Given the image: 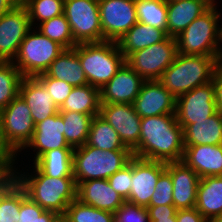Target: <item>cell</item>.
<instances>
[{
    "instance_id": "6",
    "label": "cell",
    "mask_w": 222,
    "mask_h": 222,
    "mask_svg": "<svg viewBox=\"0 0 222 222\" xmlns=\"http://www.w3.org/2000/svg\"><path fill=\"white\" fill-rule=\"evenodd\" d=\"M211 6L176 36L177 52L184 55L218 56V34L221 12Z\"/></svg>"
},
{
    "instance_id": "22",
    "label": "cell",
    "mask_w": 222,
    "mask_h": 222,
    "mask_svg": "<svg viewBox=\"0 0 222 222\" xmlns=\"http://www.w3.org/2000/svg\"><path fill=\"white\" fill-rule=\"evenodd\" d=\"M19 95L31 111L34 124L59 112L49 92L36 77H24L20 84Z\"/></svg>"
},
{
    "instance_id": "23",
    "label": "cell",
    "mask_w": 222,
    "mask_h": 222,
    "mask_svg": "<svg viewBox=\"0 0 222 222\" xmlns=\"http://www.w3.org/2000/svg\"><path fill=\"white\" fill-rule=\"evenodd\" d=\"M211 6L207 0H167L168 36H178Z\"/></svg>"
},
{
    "instance_id": "53",
    "label": "cell",
    "mask_w": 222,
    "mask_h": 222,
    "mask_svg": "<svg viewBox=\"0 0 222 222\" xmlns=\"http://www.w3.org/2000/svg\"><path fill=\"white\" fill-rule=\"evenodd\" d=\"M210 222H222V216L217 217V218L213 219V220L210 221Z\"/></svg>"
},
{
    "instance_id": "19",
    "label": "cell",
    "mask_w": 222,
    "mask_h": 222,
    "mask_svg": "<svg viewBox=\"0 0 222 222\" xmlns=\"http://www.w3.org/2000/svg\"><path fill=\"white\" fill-rule=\"evenodd\" d=\"M166 171L173 183V205L177 210L196 206L197 187L200 177L183 161L166 162Z\"/></svg>"
},
{
    "instance_id": "26",
    "label": "cell",
    "mask_w": 222,
    "mask_h": 222,
    "mask_svg": "<svg viewBox=\"0 0 222 222\" xmlns=\"http://www.w3.org/2000/svg\"><path fill=\"white\" fill-rule=\"evenodd\" d=\"M167 37L168 34L165 31L137 22L116 43L121 53L127 58L131 53L162 42Z\"/></svg>"
},
{
    "instance_id": "25",
    "label": "cell",
    "mask_w": 222,
    "mask_h": 222,
    "mask_svg": "<svg viewBox=\"0 0 222 222\" xmlns=\"http://www.w3.org/2000/svg\"><path fill=\"white\" fill-rule=\"evenodd\" d=\"M183 128L184 145H221L222 116L216 112L194 124H179Z\"/></svg>"
},
{
    "instance_id": "15",
    "label": "cell",
    "mask_w": 222,
    "mask_h": 222,
    "mask_svg": "<svg viewBox=\"0 0 222 222\" xmlns=\"http://www.w3.org/2000/svg\"><path fill=\"white\" fill-rule=\"evenodd\" d=\"M99 115L117 131L131 151L139 144L141 117L133 104L101 103Z\"/></svg>"
},
{
    "instance_id": "33",
    "label": "cell",
    "mask_w": 222,
    "mask_h": 222,
    "mask_svg": "<svg viewBox=\"0 0 222 222\" xmlns=\"http://www.w3.org/2000/svg\"><path fill=\"white\" fill-rule=\"evenodd\" d=\"M23 78L13 62L0 61V109H4L19 95Z\"/></svg>"
},
{
    "instance_id": "37",
    "label": "cell",
    "mask_w": 222,
    "mask_h": 222,
    "mask_svg": "<svg viewBox=\"0 0 222 222\" xmlns=\"http://www.w3.org/2000/svg\"><path fill=\"white\" fill-rule=\"evenodd\" d=\"M23 5L27 9L33 28L46 20L62 15L64 10V0H26Z\"/></svg>"
},
{
    "instance_id": "49",
    "label": "cell",
    "mask_w": 222,
    "mask_h": 222,
    "mask_svg": "<svg viewBox=\"0 0 222 222\" xmlns=\"http://www.w3.org/2000/svg\"><path fill=\"white\" fill-rule=\"evenodd\" d=\"M17 4L15 0H0V17L14 8Z\"/></svg>"
},
{
    "instance_id": "16",
    "label": "cell",
    "mask_w": 222,
    "mask_h": 222,
    "mask_svg": "<svg viewBox=\"0 0 222 222\" xmlns=\"http://www.w3.org/2000/svg\"><path fill=\"white\" fill-rule=\"evenodd\" d=\"M145 80L126 62L100 89V103L133 104Z\"/></svg>"
},
{
    "instance_id": "54",
    "label": "cell",
    "mask_w": 222,
    "mask_h": 222,
    "mask_svg": "<svg viewBox=\"0 0 222 222\" xmlns=\"http://www.w3.org/2000/svg\"><path fill=\"white\" fill-rule=\"evenodd\" d=\"M8 184H0V192L7 186Z\"/></svg>"
},
{
    "instance_id": "29",
    "label": "cell",
    "mask_w": 222,
    "mask_h": 222,
    "mask_svg": "<svg viewBox=\"0 0 222 222\" xmlns=\"http://www.w3.org/2000/svg\"><path fill=\"white\" fill-rule=\"evenodd\" d=\"M73 151L74 148L53 149L45 152L32 164L52 178L73 177Z\"/></svg>"
},
{
    "instance_id": "27",
    "label": "cell",
    "mask_w": 222,
    "mask_h": 222,
    "mask_svg": "<svg viewBox=\"0 0 222 222\" xmlns=\"http://www.w3.org/2000/svg\"><path fill=\"white\" fill-rule=\"evenodd\" d=\"M45 73L49 77L65 81L73 87L88 85L78 54L73 48L65 49L50 64Z\"/></svg>"
},
{
    "instance_id": "44",
    "label": "cell",
    "mask_w": 222,
    "mask_h": 222,
    "mask_svg": "<svg viewBox=\"0 0 222 222\" xmlns=\"http://www.w3.org/2000/svg\"><path fill=\"white\" fill-rule=\"evenodd\" d=\"M176 219L177 222H208L195 207L177 210Z\"/></svg>"
},
{
    "instance_id": "11",
    "label": "cell",
    "mask_w": 222,
    "mask_h": 222,
    "mask_svg": "<svg viewBox=\"0 0 222 222\" xmlns=\"http://www.w3.org/2000/svg\"><path fill=\"white\" fill-rule=\"evenodd\" d=\"M217 112L213 81L197 86L176 98L175 116L179 124H194Z\"/></svg>"
},
{
    "instance_id": "4",
    "label": "cell",
    "mask_w": 222,
    "mask_h": 222,
    "mask_svg": "<svg viewBox=\"0 0 222 222\" xmlns=\"http://www.w3.org/2000/svg\"><path fill=\"white\" fill-rule=\"evenodd\" d=\"M79 57L89 85L101 89L126 62L115 41L77 44Z\"/></svg>"
},
{
    "instance_id": "14",
    "label": "cell",
    "mask_w": 222,
    "mask_h": 222,
    "mask_svg": "<svg viewBox=\"0 0 222 222\" xmlns=\"http://www.w3.org/2000/svg\"><path fill=\"white\" fill-rule=\"evenodd\" d=\"M166 170V163L132 157L130 203L148 207L159 176Z\"/></svg>"
},
{
    "instance_id": "48",
    "label": "cell",
    "mask_w": 222,
    "mask_h": 222,
    "mask_svg": "<svg viewBox=\"0 0 222 222\" xmlns=\"http://www.w3.org/2000/svg\"><path fill=\"white\" fill-rule=\"evenodd\" d=\"M62 217L53 211H44L35 222H61Z\"/></svg>"
},
{
    "instance_id": "42",
    "label": "cell",
    "mask_w": 222,
    "mask_h": 222,
    "mask_svg": "<svg viewBox=\"0 0 222 222\" xmlns=\"http://www.w3.org/2000/svg\"><path fill=\"white\" fill-rule=\"evenodd\" d=\"M45 210L32 201L22 188V203L20 205L18 222H35Z\"/></svg>"
},
{
    "instance_id": "30",
    "label": "cell",
    "mask_w": 222,
    "mask_h": 222,
    "mask_svg": "<svg viewBox=\"0 0 222 222\" xmlns=\"http://www.w3.org/2000/svg\"><path fill=\"white\" fill-rule=\"evenodd\" d=\"M86 144L105 151L130 150L124 145L117 131L100 115L92 119Z\"/></svg>"
},
{
    "instance_id": "45",
    "label": "cell",
    "mask_w": 222,
    "mask_h": 222,
    "mask_svg": "<svg viewBox=\"0 0 222 222\" xmlns=\"http://www.w3.org/2000/svg\"><path fill=\"white\" fill-rule=\"evenodd\" d=\"M217 112L222 116V62L217 65L213 77Z\"/></svg>"
},
{
    "instance_id": "3",
    "label": "cell",
    "mask_w": 222,
    "mask_h": 222,
    "mask_svg": "<svg viewBox=\"0 0 222 222\" xmlns=\"http://www.w3.org/2000/svg\"><path fill=\"white\" fill-rule=\"evenodd\" d=\"M220 63L218 56L184 55L177 53L172 64L158 80L175 98L213 81Z\"/></svg>"
},
{
    "instance_id": "52",
    "label": "cell",
    "mask_w": 222,
    "mask_h": 222,
    "mask_svg": "<svg viewBox=\"0 0 222 222\" xmlns=\"http://www.w3.org/2000/svg\"><path fill=\"white\" fill-rule=\"evenodd\" d=\"M212 6H218V2L216 0H207Z\"/></svg>"
},
{
    "instance_id": "8",
    "label": "cell",
    "mask_w": 222,
    "mask_h": 222,
    "mask_svg": "<svg viewBox=\"0 0 222 222\" xmlns=\"http://www.w3.org/2000/svg\"><path fill=\"white\" fill-rule=\"evenodd\" d=\"M63 14L77 44L103 41L98 0H64Z\"/></svg>"
},
{
    "instance_id": "13",
    "label": "cell",
    "mask_w": 222,
    "mask_h": 222,
    "mask_svg": "<svg viewBox=\"0 0 222 222\" xmlns=\"http://www.w3.org/2000/svg\"><path fill=\"white\" fill-rule=\"evenodd\" d=\"M27 9L17 4L0 17V61L12 62L20 44L32 29Z\"/></svg>"
},
{
    "instance_id": "24",
    "label": "cell",
    "mask_w": 222,
    "mask_h": 222,
    "mask_svg": "<svg viewBox=\"0 0 222 222\" xmlns=\"http://www.w3.org/2000/svg\"><path fill=\"white\" fill-rule=\"evenodd\" d=\"M195 208L208 222L222 216V175L200 178Z\"/></svg>"
},
{
    "instance_id": "36",
    "label": "cell",
    "mask_w": 222,
    "mask_h": 222,
    "mask_svg": "<svg viewBox=\"0 0 222 222\" xmlns=\"http://www.w3.org/2000/svg\"><path fill=\"white\" fill-rule=\"evenodd\" d=\"M22 187L13 179L0 192V222H18Z\"/></svg>"
},
{
    "instance_id": "43",
    "label": "cell",
    "mask_w": 222,
    "mask_h": 222,
    "mask_svg": "<svg viewBox=\"0 0 222 222\" xmlns=\"http://www.w3.org/2000/svg\"><path fill=\"white\" fill-rule=\"evenodd\" d=\"M150 222H177L174 205H158L147 207Z\"/></svg>"
},
{
    "instance_id": "7",
    "label": "cell",
    "mask_w": 222,
    "mask_h": 222,
    "mask_svg": "<svg viewBox=\"0 0 222 222\" xmlns=\"http://www.w3.org/2000/svg\"><path fill=\"white\" fill-rule=\"evenodd\" d=\"M64 50L57 42L32 28L20 44L12 62L23 77H36L45 73Z\"/></svg>"
},
{
    "instance_id": "41",
    "label": "cell",
    "mask_w": 222,
    "mask_h": 222,
    "mask_svg": "<svg viewBox=\"0 0 222 222\" xmlns=\"http://www.w3.org/2000/svg\"><path fill=\"white\" fill-rule=\"evenodd\" d=\"M132 179V158L129 163L116 173L111 175L107 180L110 186L119 193L126 201L129 198Z\"/></svg>"
},
{
    "instance_id": "50",
    "label": "cell",
    "mask_w": 222,
    "mask_h": 222,
    "mask_svg": "<svg viewBox=\"0 0 222 222\" xmlns=\"http://www.w3.org/2000/svg\"><path fill=\"white\" fill-rule=\"evenodd\" d=\"M222 8V7H221ZM220 20H222V13L220 15ZM219 23H222V21ZM222 24L219 25V34H218V60L222 62Z\"/></svg>"
},
{
    "instance_id": "10",
    "label": "cell",
    "mask_w": 222,
    "mask_h": 222,
    "mask_svg": "<svg viewBox=\"0 0 222 222\" xmlns=\"http://www.w3.org/2000/svg\"><path fill=\"white\" fill-rule=\"evenodd\" d=\"M35 124L31 111L23 98L18 95L2 109V131L6 144L17 154L14 164H18L20 153L32 139ZM18 159V160H17Z\"/></svg>"
},
{
    "instance_id": "39",
    "label": "cell",
    "mask_w": 222,
    "mask_h": 222,
    "mask_svg": "<svg viewBox=\"0 0 222 222\" xmlns=\"http://www.w3.org/2000/svg\"><path fill=\"white\" fill-rule=\"evenodd\" d=\"M172 193L171 175L165 170L157 180L155 192L152 194L149 206L173 205Z\"/></svg>"
},
{
    "instance_id": "47",
    "label": "cell",
    "mask_w": 222,
    "mask_h": 222,
    "mask_svg": "<svg viewBox=\"0 0 222 222\" xmlns=\"http://www.w3.org/2000/svg\"><path fill=\"white\" fill-rule=\"evenodd\" d=\"M13 179V166L0 165V184H9Z\"/></svg>"
},
{
    "instance_id": "32",
    "label": "cell",
    "mask_w": 222,
    "mask_h": 222,
    "mask_svg": "<svg viewBox=\"0 0 222 222\" xmlns=\"http://www.w3.org/2000/svg\"><path fill=\"white\" fill-rule=\"evenodd\" d=\"M137 21L167 33V0H135Z\"/></svg>"
},
{
    "instance_id": "20",
    "label": "cell",
    "mask_w": 222,
    "mask_h": 222,
    "mask_svg": "<svg viewBox=\"0 0 222 222\" xmlns=\"http://www.w3.org/2000/svg\"><path fill=\"white\" fill-rule=\"evenodd\" d=\"M76 199L94 208L114 213L124 202L107 179H95L80 182L76 189Z\"/></svg>"
},
{
    "instance_id": "46",
    "label": "cell",
    "mask_w": 222,
    "mask_h": 222,
    "mask_svg": "<svg viewBox=\"0 0 222 222\" xmlns=\"http://www.w3.org/2000/svg\"><path fill=\"white\" fill-rule=\"evenodd\" d=\"M0 154L13 166L17 154L6 144L2 131V109H0Z\"/></svg>"
},
{
    "instance_id": "38",
    "label": "cell",
    "mask_w": 222,
    "mask_h": 222,
    "mask_svg": "<svg viewBox=\"0 0 222 222\" xmlns=\"http://www.w3.org/2000/svg\"><path fill=\"white\" fill-rule=\"evenodd\" d=\"M51 95L56 106L60 108L71 93L73 86L65 81L49 77L46 73L36 76Z\"/></svg>"
},
{
    "instance_id": "31",
    "label": "cell",
    "mask_w": 222,
    "mask_h": 222,
    "mask_svg": "<svg viewBox=\"0 0 222 222\" xmlns=\"http://www.w3.org/2000/svg\"><path fill=\"white\" fill-rule=\"evenodd\" d=\"M59 113L63 118V134L68 144L73 148L85 145L94 116L74 111Z\"/></svg>"
},
{
    "instance_id": "40",
    "label": "cell",
    "mask_w": 222,
    "mask_h": 222,
    "mask_svg": "<svg viewBox=\"0 0 222 222\" xmlns=\"http://www.w3.org/2000/svg\"><path fill=\"white\" fill-rule=\"evenodd\" d=\"M114 222H150L147 207L125 201L114 212Z\"/></svg>"
},
{
    "instance_id": "5",
    "label": "cell",
    "mask_w": 222,
    "mask_h": 222,
    "mask_svg": "<svg viewBox=\"0 0 222 222\" xmlns=\"http://www.w3.org/2000/svg\"><path fill=\"white\" fill-rule=\"evenodd\" d=\"M131 150H101L87 144L74 148L73 177L76 186L83 181L108 179L127 165Z\"/></svg>"
},
{
    "instance_id": "51",
    "label": "cell",
    "mask_w": 222,
    "mask_h": 222,
    "mask_svg": "<svg viewBox=\"0 0 222 222\" xmlns=\"http://www.w3.org/2000/svg\"><path fill=\"white\" fill-rule=\"evenodd\" d=\"M0 165H11V164L0 154Z\"/></svg>"
},
{
    "instance_id": "9",
    "label": "cell",
    "mask_w": 222,
    "mask_h": 222,
    "mask_svg": "<svg viewBox=\"0 0 222 222\" xmlns=\"http://www.w3.org/2000/svg\"><path fill=\"white\" fill-rule=\"evenodd\" d=\"M177 53L176 38L168 36L162 42L131 53L126 63L145 81L159 80Z\"/></svg>"
},
{
    "instance_id": "1",
    "label": "cell",
    "mask_w": 222,
    "mask_h": 222,
    "mask_svg": "<svg viewBox=\"0 0 222 222\" xmlns=\"http://www.w3.org/2000/svg\"><path fill=\"white\" fill-rule=\"evenodd\" d=\"M183 128L175 114L141 118L139 144L133 156L162 162L182 161L184 155Z\"/></svg>"
},
{
    "instance_id": "35",
    "label": "cell",
    "mask_w": 222,
    "mask_h": 222,
    "mask_svg": "<svg viewBox=\"0 0 222 222\" xmlns=\"http://www.w3.org/2000/svg\"><path fill=\"white\" fill-rule=\"evenodd\" d=\"M63 222H114V213L100 210L81 203L78 199L72 201L62 216Z\"/></svg>"
},
{
    "instance_id": "21",
    "label": "cell",
    "mask_w": 222,
    "mask_h": 222,
    "mask_svg": "<svg viewBox=\"0 0 222 222\" xmlns=\"http://www.w3.org/2000/svg\"><path fill=\"white\" fill-rule=\"evenodd\" d=\"M182 161L200 178L222 175L221 145H184Z\"/></svg>"
},
{
    "instance_id": "12",
    "label": "cell",
    "mask_w": 222,
    "mask_h": 222,
    "mask_svg": "<svg viewBox=\"0 0 222 222\" xmlns=\"http://www.w3.org/2000/svg\"><path fill=\"white\" fill-rule=\"evenodd\" d=\"M103 41L117 42L138 21L135 0H98Z\"/></svg>"
},
{
    "instance_id": "2",
    "label": "cell",
    "mask_w": 222,
    "mask_h": 222,
    "mask_svg": "<svg viewBox=\"0 0 222 222\" xmlns=\"http://www.w3.org/2000/svg\"><path fill=\"white\" fill-rule=\"evenodd\" d=\"M20 170L13 165L14 179L25 190L26 195L45 211L56 212L61 217L68 205L76 199L74 177L52 178L42 173L34 164ZM30 167L32 169H30ZM31 170V172H29Z\"/></svg>"
},
{
    "instance_id": "55",
    "label": "cell",
    "mask_w": 222,
    "mask_h": 222,
    "mask_svg": "<svg viewBox=\"0 0 222 222\" xmlns=\"http://www.w3.org/2000/svg\"><path fill=\"white\" fill-rule=\"evenodd\" d=\"M18 4H23L26 0H15Z\"/></svg>"
},
{
    "instance_id": "18",
    "label": "cell",
    "mask_w": 222,
    "mask_h": 222,
    "mask_svg": "<svg viewBox=\"0 0 222 222\" xmlns=\"http://www.w3.org/2000/svg\"><path fill=\"white\" fill-rule=\"evenodd\" d=\"M63 125V118L59 112L36 123L32 139L22 150L27 149L26 152L32 150L31 158H33L32 161L34 162L47 151L57 148H73L64 137Z\"/></svg>"
},
{
    "instance_id": "17",
    "label": "cell",
    "mask_w": 222,
    "mask_h": 222,
    "mask_svg": "<svg viewBox=\"0 0 222 222\" xmlns=\"http://www.w3.org/2000/svg\"><path fill=\"white\" fill-rule=\"evenodd\" d=\"M176 98L158 81H145L133 102L141 117L175 114Z\"/></svg>"
},
{
    "instance_id": "34",
    "label": "cell",
    "mask_w": 222,
    "mask_h": 222,
    "mask_svg": "<svg viewBox=\"0 0 222 222\" xmlns=\"http://www.w3.org/2000/svg\"><path fill=\"white\" fill-rule=\"evenodd\" d=\"M36 29L44 36L57 42L64 49H72L77 45L64 14L40 23L36 26Z\"/></svg>"
},
{
    "instance_id": "28",
    "label": "cell",
    "mask_w": 222,
    "mask_h": 222,
    "mask_svg": "<svg viewBox=\"0 0 222 222\" xmlns=\"http://www.w3.org/2000/svg\"><path fill=\"white\" fill-rule=\"evenodd\" d=\"M100 89L91 85L73 87L59 112H78L97 116L100 113Z\"/></svg>"
}]
</instances>
